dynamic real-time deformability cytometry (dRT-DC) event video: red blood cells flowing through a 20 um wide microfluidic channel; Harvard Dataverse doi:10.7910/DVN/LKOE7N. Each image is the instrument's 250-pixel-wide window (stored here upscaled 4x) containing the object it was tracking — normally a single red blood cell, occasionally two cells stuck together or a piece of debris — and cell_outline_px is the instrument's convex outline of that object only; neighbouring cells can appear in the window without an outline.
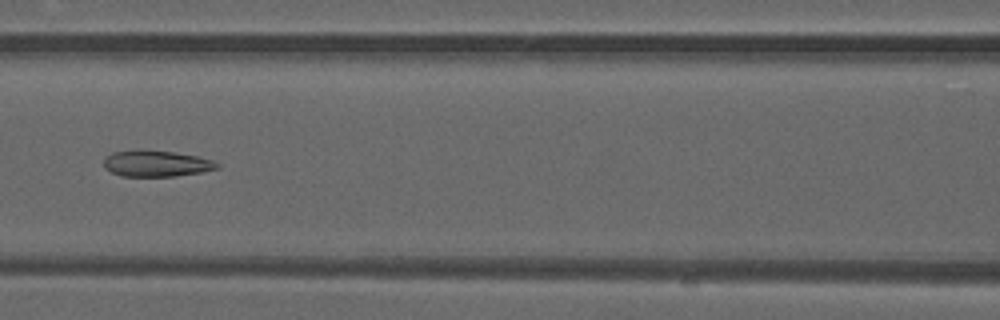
{"species": "common noctule bat (a hibernating species)", "species_latin": "Nyctalus noctula", "temperature_condition": "warm", "stored_images_in_passage": 49, "camera_frame_rate_fps": 3000, "um_per_image_px": 0.085, "animal": {"sex": "male", "forearm_length_mm": 52.5}, "frame": {"image": 1, "passage_image": 22, "time_ms": 7.0, "image_size_px": [1000, 320], "cell_outline_px": [[220, 168], [200, 172], [176, 176], [120, 176], [104, 168], [104, 156], [112, 152], [140, 148], [172, 152], [196, 156], [212, 160], [220, 164]], "centroid_in_image_um": [13.24, 13.88], "position_along_channel_um": 153.4, "area_um2": 17.57}}
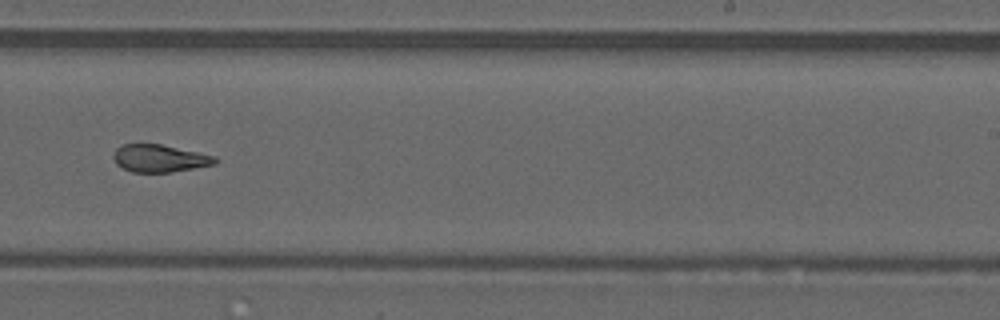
{"frame": {"image": 2, "passage_image": 31, "time_ms": 10.0, "image_size_px": [1000, 320], "cell_outline_px": [[220, 160], [216, 164], [168, 172], [132, 172], [116, 164], [112, 156], [116, 148], [120, 144], [140, 140], [160, 144], [216, 156]], "centroid_in_image_um": [13.5, 13.4], "position_along_channel_um": 275.5, "area_um2": 16.82}}
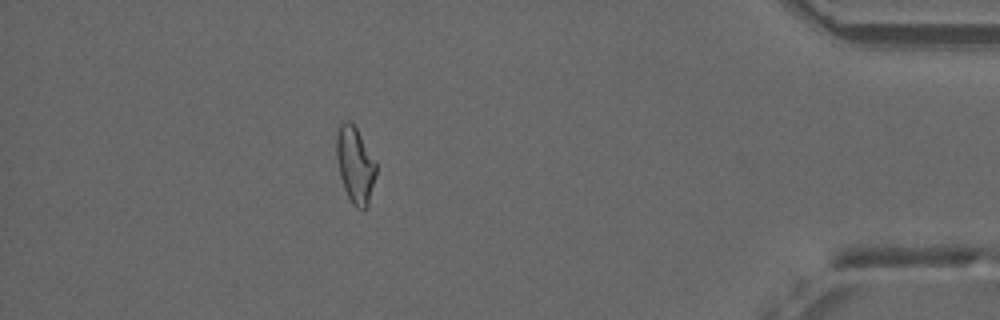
{"frame": {"image": 3, "passage_image": 44, "time_ms": 14.333, "image_size_px": [1000, 320], "cell_outline_px": [[376, 172], [368, 208], [356, 208], [352, 204], [344, 188], [340, 176], [336, 156], [336, 132], [340, 124], [344, 120], [348, 120], [356, 128], [376, 160]], "centroid_in_image_um": [30.18, 14.01], "position_along_channel_um": 405.0, "area_um2": 17.69}, "authors_computed_cell_mechanics": {"area_um2": 17.8024, "velocity_mm_per_s": 4.0916, "shape_relaxation_time_tau1_ms": null, "shape_relaxation_time_tau2_ms": 1.8565, "deformation_change_tau1": null, "deformation_change_tau2": 0.0979}}